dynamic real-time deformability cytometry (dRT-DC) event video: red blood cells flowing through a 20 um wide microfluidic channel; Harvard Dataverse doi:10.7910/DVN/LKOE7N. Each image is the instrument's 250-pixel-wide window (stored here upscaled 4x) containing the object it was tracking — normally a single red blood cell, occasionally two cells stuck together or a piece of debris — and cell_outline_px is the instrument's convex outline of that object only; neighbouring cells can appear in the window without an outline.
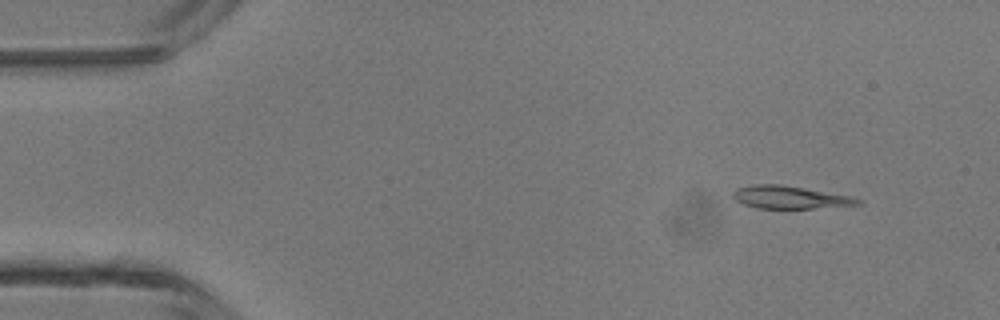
{"species": "common noctule bat (a hibernating species)", "species_latin": "Nyctalus noctula", "temperature_condition": "room temperature", "stored_images_in_passage": 48, "camera_frame_rate_fps": 3000, "um_per_image_px": 0.085, "animal": {"sex": "male", "body_mass_g": 13.3}, "frame": {"image": 1, "passage_image": 5, "time_ms": 1.333, "image_size_px": [1000, 320], "cell_outline_px": [[864, 204], [812, 208], [756, 208], [744, 204], [736, 200], [732, 196], [732, 192], [736, 188], [756, 184], [780, 184], [852, 196], [864, 200]], "centroid_in_image_um": [67.17, 16.77], "position_along_channel_um": 17.8, "area_um2": 16.53}}
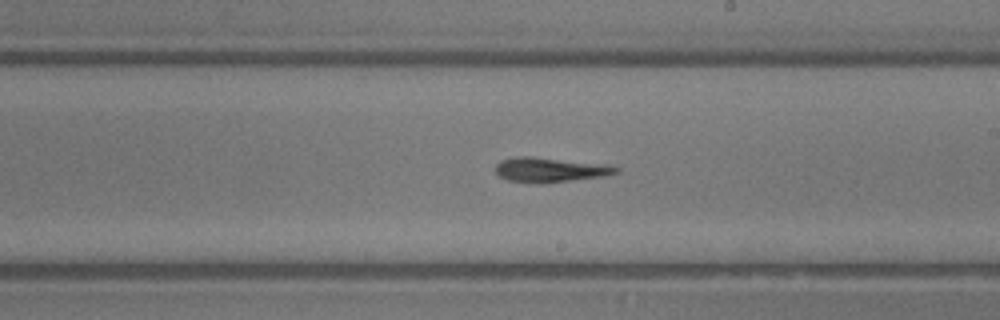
{"frame": {"image": 2, "passage_image": 27, "time_ms": 8.667, "image_size_px": [1000, 320], "cell_outline_px": [[620, 172], [608, 176], [568, 180], [508, 180], [500, 176], [496, 172], [496, 164], [500, 160], [512, 156], [532, 156], [608, 164], [620, 168]], "centroid_in_image_um": [46.83, 14.36], "position_along_channel_um": 242.2, "area_um2": 16.7}}
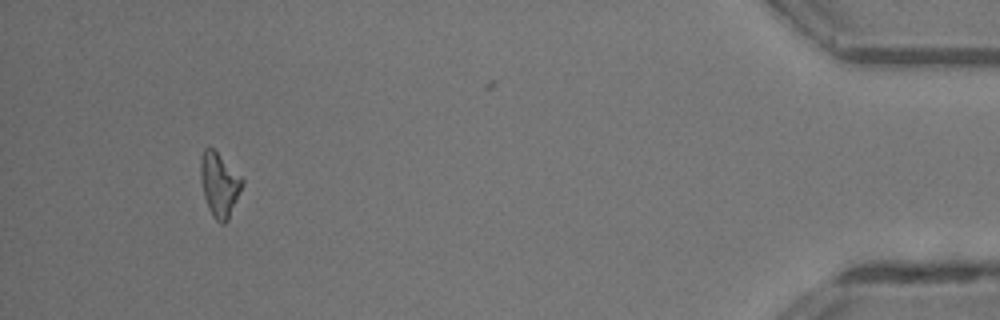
{"frame": {"image": 3, "passage_image": 44, "time_ms": 14.333, "image_size_px": [1000, 320], "cell_outline_px": [[244, 184], [228, 220], [224, 224], [220, 224], [212, 216], [208, 208], [204, 196], [200, 180], [200, 160], [204, 148], [212, 148], [244, 180]], "centroid_in_image_um": [18.64, 15.73], "position_along_channel_um": 416.6, "area_um2": 15.43}}